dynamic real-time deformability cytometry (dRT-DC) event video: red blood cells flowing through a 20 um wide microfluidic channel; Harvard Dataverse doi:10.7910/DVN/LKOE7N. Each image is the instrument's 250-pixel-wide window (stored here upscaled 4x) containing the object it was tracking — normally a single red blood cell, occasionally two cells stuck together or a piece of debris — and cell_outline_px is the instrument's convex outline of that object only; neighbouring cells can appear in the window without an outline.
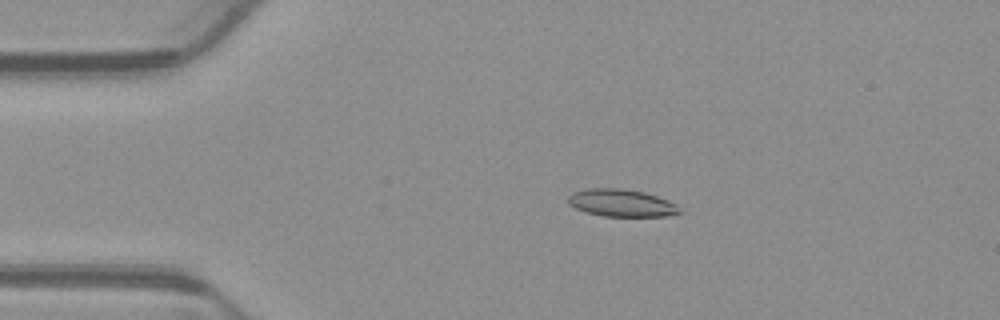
{"species": "common noctule bat (a hibernating species)", "species_latin": "Nyctalus noctula", "temperature_condition": "warm", "stored_images_in_passage": 53, "camera_frame_rate_fps": 3000, "um_per_image_px": 0.085, "animal": {"sex": "male", "body_mass_g": 23.1, "forearm_length_mm": 52.7}, "frame": {"image": 1, "passage_image": 11, "time_ms": 3.333, "image_size_px": [1000, 320], "cell_outline_px": [[684, 212], [668, 216], [604, 216], [584, 212], [568, 204], [568, 196], [572, 192], [588, 188], [620, 188], [644, 192], [668, 200], [676, 204]], "centroid_in_image_um": [52.82, 17.25], "position_along_channel_um": 32.2, "area_um2": 17.92}}
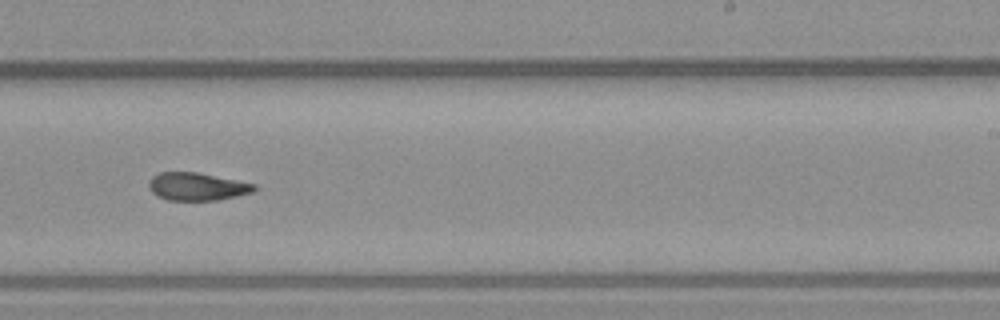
{"frame": {"image": 2, "passage_image": 33, "time_ms": 10.667, "image_size_px": [1000, 320], "cell_outline_px": [[256, 188], [252, 192], [236, 196], [216, 200], [168, 200], [152, 192], [148, 184], [148, 180], [152, 176], [160, 172], [196, 172], [256, 184]], "centroid_in_image_um": [16.73, 15.85], "position_along_channel_um": 272.3, "area_um2": 16.88}}
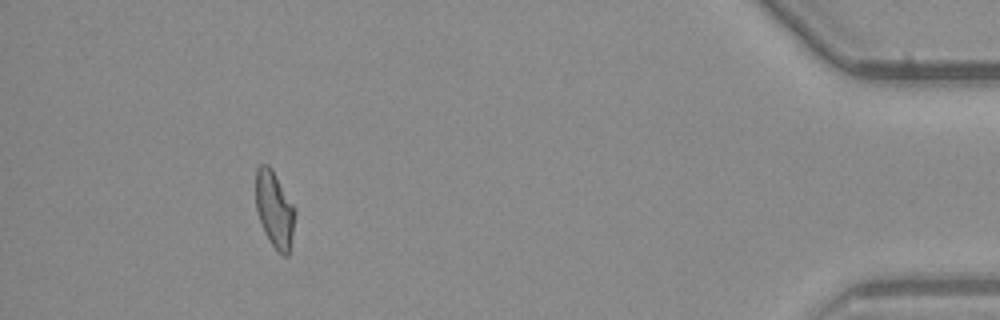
{"frame": {"image": 3, "passage_image": 49, "time_ms": 16.0, "image_size_px": [1000, 320], "cell_outline_px": [[296, 212], [292, 236], [288, 256], [284, 256], [268, 240], [264, 232], [256, 208], [256, 168], [260, 164], [268, 164], [272, 168], [296, 208]], "centroid_in_image_um": [23.34, 17.76], "position_along_channel_um": 411.9, "area_um2": 17.51}, "authors_computed_cell_mechanics": {"area_um2": 17.8602, "velocity_mm_per_s": 3.8799, "shape_relaxation_time_tau1_ms": null, "shape_relaxation_time_tau2_ms": 3.61, "deformation_change_tau1": null, "deformation_change_tau2": 0.111}}